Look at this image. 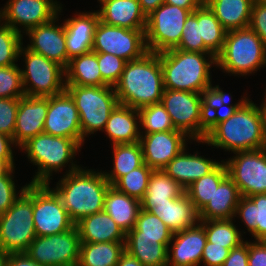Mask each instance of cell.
Segmentation results:
<instances>
[{
	"mask_svg": "<svg viewBox=\"0 0 266 266\" xmlns=\"http://www.w3.org/2000/svg\"><path fill=\"white\" fill-rule=\"evenodd\" d=\"M150 212L173 232L187 229L199 221L198 212L186 193L176 199H169V203L152 204Z\"/></svg>",
	"mask_w": 266,
	"mask_h": 266,
	"instance_id": "cell-29",
	"label": "cell"
},
{
	"mask_svg": "<svg viewBox=\"0 0 266 266\" xmlns=\"http://www.w3.org/2000/svg\"><path fill=\"white\" fill-rule=\"evenodd\" d=\"M240 198L238 186L227 175L220 182L212 199L198 212L199 221L233 219Z\"/></svg>",
	"mask_w": 266,
	"mask_h": 266,
	"instance_id": "cell-28",
	"label": "cell"
},
{
	"mask_svg": "<svg viewBox=\"0 0 266 266\" xmlns=\"http://www.w3.org/2000/svg\"><path fill=\"white\" fill-rule=\"evenodd\" d=\"M23 35L4 23L0 24V67L17 65Z\"/></svg>",
	"mask_w": 266,
	"mask_h": 266,
	"instance_id": "cell-44",
	"label": "cell"
},
{
	"mask_svg": "<svg viewBox=\"0 0 266 266\" xmlns=\"http://www.w3.org/2000/svg\"><path fill=\"white\" fill-rule=\"evenodd\" d=\"M43 133L74 139L82 146L80 115L75 101L66 90L48 97Z\"/></svg>",
	"mask_w": 266,
	"mask_h": 266,
	"instance_id": "cell-17",
	"label": "cell"
},
{
	"mask_svg": "<svg viewBox=\"0 0 266 266\" xmlns=\"http://www.w3.org/2000/svg\"><path fill=\"white\" fill-rule=\"evenodd\" d=\"M216 66L234 76H246L266 66V49L262 39L249 27L227 31Z\"/></svg>",
	"mask_w": 266,
	"mask_h": 266,
	"instance_id": "cell-6",
	"label": "cell"
},
{
	"mask_svg": "<svg viewBox=\"0 0 266 266\" xmlns=\"http://www.w3.org/2000/svg\"><path fill=\"white\" fill-rule=\"evenodd\" d=\"M153 169L145 163L120 177L112 186L118 191L141 201L147 191L148 182Z\"/></svg>",
	"mask_w": 266,
	"mask_h": 266,
	"instance_id": "cell-42",
	"label": "cell"
},
{
	"mask_svg": "<svg viewBox=\"0 0 266 266\" xmlns=\"http://www.w3.org/2000/svg\"><path fill=\"white\" fill-rule=\"evenodd\" d=\"M125 250L144 266H167L168 247L160 243V238L140 237V232H128Z\"/></svg>",
	"mask_w": 266,
	"mask_h": 266,
	"instance_id": "cell-34",
	"label": "cell"
},
{
	"mask_svg": "<svg viewBox=\"0 0 266 266\" xmlns=\"http://www.w3.org/2000/svg\"><path fill=\"white\" fill-rule=\"evenodd\" d=\"M248 266H266V241H248Z\"/></svg>",
	"mask_w": 266,
	"mask_h": 266,
	"instance_id": "cell-52",
	"label": "cell"
},
{
	"mask_svg": "<svg viewBox=\"0 0 266 266\" xmlns=\"http://www.w3.org/2000/svg\"><path fill=\"white\" fill-rule=\"evenodd\" d=\"M206 242L205 228L199 221L194 226L174 232L172 245L168 246L167 266H199Z\"/></svg>",
	"mask_w": 266,
	"mask_h": 266,
	"instance_id": "cell-20",
	"label": "cell"
},
{
	"mask_svg": "<svg viewBox=\"0 0 266 266\" xmlns=\"http://www.w3.org/2000/svg\"><path fill=\"white\" fill-rule=\"evenodd\" d=\"M35 237L33 184L29 183L13 205L0 215V251L25 253Z\"/></svg>",
	"mask_w": 266,
	"mask_h": 266,
	"instance_id": "cell-7",
	"label": "cell"
},
{
	"mask_svg": "<svg viewBox=\"0 0 266 266\" xmlns=\"http://www.w3.org/2000/svg\"><path fill=\"white\" fill-rule=\"evenodd\" d=\"M187 146L175 156L162 170L184 189L194 181L210 173L220 162L186 152Z\"/></svg>",
	"mask_w": 266,
	"mask_h": 266,
	"instance_id": "cell-22",
	"label": "cell"
},
{
	"mask_svg": "<svg viewBox=\"0 0 266 266\" xmlns=\"http://www.w3.org/2000/svg\"><path fill=\"white\" fill-rule=\"evenodd\" d=\"M25 96L21 70L17 65L0 67V98Z\"/></svg>",
	"mask_w": 266,
	"mask_h": 266,
	"instance_id": "cell-46",
	"label": "cell"
},
{
	"mask_svg": "<svg viewBox=\"0 0 266 266\" xmlns=\"http://www.w3.org/2000/svg\"><path fill=\"white\" fill-rule=\"evenodd\" d=\"M97 61L102 79L114 87L119 81L127 61L110 53H97Z\"/></svg>",
	"mask_w": 266,
	"mask_h": 266,
	"instance_id": "cell-47",
	"label": "cell"
},
{
	"mask_svg": "<svg viewBox=\"0 0 266 266\" xmlns=\"http://www.w3.org/2000/svg\"><path fill=\"white\" fill-rule=\"evenodd\" d=\"M58 3L57 0H9L1 8L2 23L24 35L29 29L56 17L61 6Z\"/></svg>",
	"mask_w": 266,
	"mask_h": 266,
	"instance_id": "cell-16",
	"label": "cell"
},
{
	"mask_svg": "<svg viewBox=\"0 0 266 266\" xmlns=\"http://www.w3.org/2000/svg\"><path fill=\"white\" fill-rule=\"evenodd\" d=\"M204 2L227 31L249 26L254 0H204Z\"/></svg>",
	"mask_w": 266,
	"mask_h": 266,
	"instance_id": "cell-31",
	"label": "cell"
},
{
	"mask_svg": "<svg viewBox=\"0 0 266 266\" xmlns=\"http://www.w3.org/2000/svg\"><path fill=\"white\" fill-rule=\"evenodd\" d=\"M112 149L113 169L110 172L103 171L110 185H113L120 177L144 164L143 151L139 141L115 144Z\"/></svg>",
	"mask_w": 266,
	"mask_h": 266,
	"instance_id": "cell-37",
	"label": "cell"
},
{
	"mask_svg": "<svg viewBox=\"0 0 266 266\" xmlns=\"http://www.w3.org/2000/svg\"><path fill=\"white\" fill-rule=\"evenodd\" d=\"M62 8L61 5L58 15L52 20L26 32V36L28 35L31 40L30 44L25 47L66 68L70 59L67 54L65 28L64 24L57 25Z\"/></svg>",
	"mask_w": 266,
	"mask_h": 266,
	"instance_id": "cell-18",
	"label": "cell"
},
{
	"mask_svg": "<svg viewBox=\"0 0 266 266\" xmlns=\"http://www.w3.org/2000/svg\"><path fill=\"white\" fill-rule=\"evenodd\" d=\"M164 3L175 5L187 10H196L204 0H164Z\"/></svg>",
	"mask_w": 266,
	"mask_h": 266,
	"instance_id": "cell-56",
	"label": "cell"
},
{
	"mask_svg": "<svg viewBox=\"0 0 266 266\" xmlns=\"http://www.w3.org/2000/svg\"><path fill=\"white\" fill-rule=\"evenodd\" d=\"M229 251V248L206 242L201 263L205 266H222L228 257Z\"/></svg>",
	"mask_w": 266,
	"mask_h": 266,
	"instance_id": "cell-51",
	"label": "cell"
},
{
	"mask_svg": "<svg viewBox=\"0 0 266 266\" xmlns=\"http://www.w3.org/2000/svg\"><path fill=\"white\" fill-rule=\"evenodd\" d=\"M234 217L240 218L255 240L266 241V194L241 196Z\"/></svg>",
	"mask_w": 266,
	"mask_h": 266,
	"instance_id": "cell-33",
	"label": "cell"
},
{
	"mask_svg": "<svg viewBox=\"0 0 266 266\" xmlns=\"http://www.w3.org/2000/svg\"><path fill=\"white\" fill-rule=\"evenodd\" d=\"M222 266H248V241L232 248Z\"/></svg>",
	"mask_w": 266,
	"mask_h": 266,
	"instance_id": "cell-53",
	"label": "cell"
},
{
	"mask_svg": "<svg viewBox=\"0 0 266 266\" xmlns=\"http://www.w3.org/2000/svg\"><path fill=\"white\" fill-rule=\"evenodd\" d=\"M141 6L142 11L146 16L151 12L156 10L161 4L164 3V0H138Z\"/></svg>",
	"mask_w": 266,
	"mask_h": 266,
	"instance_id": "cell-57",
	"label": "cell"
},
{
	"mask_svg": "<svg viewBox=\"0 0 266 266\" xmlns=\"http://www.w3.org/2000/svg\"><path fill=\"white\" fill-rule=\"evenodd\" d=\"M20 98H0V132L13 138Z\"/></svg>",
	"mask_w": 266,
	"mask_h": 266,
	"instance_id": "cell-49",
	"label": "cell"
},
{
	"mask_svg": "<svg viewBox=\"0 0 266 266\" xmlns=\"http://www.w3.org/2000/svg\"><path fill=\"white\" fill-rule=\"evenodd\" d=\"M64 20L68 58L91 51L95 27L99 21L98 11L79 12Z\"/></svg>",
	"mask_w": 266,
	"mask_h": 266,
	"instance_id": "cell-23",
	"label": "cell"
},
{
	"mask_svg": "<svg viewBox=\"0 0 266 266\" xmlns=\"http://www.w3.org/2000/svg\"><path fill=\"white\" fill-rule=\"evenodd\" d=\"M233 219L199 221L205 228L207 242L224 248H235L243 243L241 231L234 225Z\"/></svg>",
	"mask_w": 266,
	"mask_h": 266,
	"instance_id": "cell-40",
	"label": "cell"
},
{
	"mask_svg": "<svg viewBox=\"0 0 266 266\" xmlns=\"http://www.w3.org/2000/svg\"><path fill=\"white\" fill-rule=\"evenodd\" d=\"M48 110V97L24 96L19 99L14 143L20 148L30 138L43 133Z\"/></svg>",
	"mask_w": 266,
	"mask_h": 266,
	"instance_id": "cell-21",
	"label": "cell"
},
{
	"mask_svg": "<svg viewBox=\"0 0 266 266\" xmlns=\"http://www.w3.org/2000/svg\"><path fill=\"white\" fill-rule=\"evenodd\" d=\"M138 124V109L118 103L110 113L103 131L112 141L111 146L134 143L140 141V125Z\"/></svg>",
	"mask_w": 266,
	"mask_h": 266,
	"instance_id": "cell-26",
	"label": "cell"
},
{
	"mask_svg": "<svg viewBox=\"0 0 266 266\" xmlns=\"http://www.w3.org/2000/svg\"><path fill=\"white\" fill-rule=\"evenodd\" d=\"M183 194L185 189L163 170H153L147 191L140 201L141 209L150 211L152 204L169 203V199H176Z\"/></svg>",
	"mask_w": 266,
	"mask_h": 266,
	"instance_id": "cell-35",
	"label": "cell"
},
{
	"mask_svg": "<svg viewBox=\"0 0 266 266\" xmlns=\"http://www.w3.org/2000/svg\"><path fill=\"white\" fill-rule=\"evenodd\" d=\"M259 2L265 3L266 4V0H257Z\"/></svg>",
	"mask_w": 266,
	"mask_h": 266,
	"instance_id": "cell-64",
	"label": "cell"
},
{
	"mask_svg": "<svg viewBox=\"0 0 266 266\" xmlns=\"http://www.w3.org/2000/svg\"><path fill=\"white\" fill-rule=\"evenodd\" d=\"M92 51L110 53L126 60H136L148 52L145 29H126L98 21L93 37Z\"/></svg>",
	"mask_w": 266,
	"mask_h": 266,
	"instance_id": "cell-13",
	"label": "cell"
},
{
	"mask_svg": "<svg viewBox=\"0 0 266 266\" xmlns=\"http://www.w3.org/2000/svg\"><path fill=\"white\" fill-rule=\"evenodd\" d=\"M125 242L81 243L77 266H116Z\"/></svg>",
	"mask_w": 266,
	"mask_h": 266,
	"instance_id": "cell-36",
	"label": "cell"
},
{
	"mask_svg": "<svg viewBox=\"0 0 266 266\" xmlns=\"http://www.w3.org/2000/svg\"><path fill=\"white\" fill-rule=\"evenodd\" d=\"M228 175L224 160L221 161L210 173L194 181L185 189V193L199 212L209 202L220 182Z\"/></svg>",
	"mask_w": 266,
	"mask_h": 266,
	"instance_id": "cell-38",
	"label": "cell"
},
{
	"mask_svg": "<svg viewBox=\"0 0 266 266\" xmlns=\"http://www.w3.org/2000/svg\"><path fill=\"white\" fill-rule=\"evenodd\" d=\"M198 23L200 39H203L204 45L217 56L223 48L227 30L205 2L198 7Z\"/></svg>",
	"mask_w": 266,
	"mask_h": 266,
	"instance_id": "cell-39",
	"label": "cell"
},
{
	"mask_svg": "<svg viewBox=\"0 0 266 266\" xmlns=\"http://www.w3.org/2000/svg\"><path fill=\"white\" fill-rule=\"evenodd\" d=\"M116 266H144L138 259L126 250L121 255Z\"/></svg>",
	"mask_w": 266,
	"mask_h": 266,
	"instance_id": "cell-58",
	"label": "cell"
},
{
	"mask_svg": "<svg viewBox=\"0 0 266 266\" xmlns=\"http://www.w3.org/2000/svg\"><path fill=\"white\" fill-rule=\"evenodd\" d=\"M193 11L163 3L151 12L145 27L147 50L161 53L175 49L181 40L186 18Z\"/></svg>",
	"mask_w": 266,
	"mask_h": 266,
	"instance_id": "cell-10",
	"label": "cell"
},
{
	"mask_svg": "<svg viewBox=\"0 0 266 266\" xmlns=\"http://www.w3.org/2000/svg\"><path fill=\"white\" fill-rule=\"evenodd\" d=\"M81 243L126 242V234L106 212L94 213L75 224Z\"/></svg>",
	"mask_w": 266,
	"mask_h": 266,
	"instance_id": "cell-25",
	"label": "cell"
},
{
	"mask_svg": "<svg viewBox=\"0 0 266 266\" xmlns=\"http://www.w3.org/2000/svg\"><path fill=\"white\" fill-rule=\"evenodd\" d=\"M114 90L119 104L135 109L160 103L164 85L158 53L148 51L141 58L126 62Z\"/></svg>",
	"mask_w": 266,
	"mask_h": 266,
	"instance_id": "cell-1",
	"label": "cell"
},
{
	"mask_svg": "<svg viewBox=\"0 0 266 266\" xmlns=\"http://www.w3.org/2000/svg\"><path fill=\"white\" fill-rule=\"evenodd\" d=\"M12 146H17L13 138L0 132V159L5 160L11 167H15Z\"/></svg>",
	"mask_w": 266,
	"mask_h": 266,
	"instance_id": "cell-54",
	"label": "cell"
},
{
	"mask_svg": "<svg viewBox=\"0 0 266 266\" xmlns=\"http://www.w3.org/2000/svg\"><path fill=\"white\" fill-rule=\"evenodd\" d=\"M264 101V102H263ZM262 101V104L259 106L262 118H263V125L266 132V97L264 96V100Z\"/></svg>",
	"mask_w": 266,
	"mask_h": 266,
	"instance_id": "cell-59",
	"label": "cell"
},
{
	"mask_svg": "<svg viewBox=\"0 0 266 266\" xmlns=\"http://www.w3.org/2000/svg\"><path fill=\"white\" fill-rule=\"evenodd\" d=\"M158 56L164 89L201 93L212 85L210 68L216 66L213 53L171 49L158 53Z\"/></svg>",
	"mask_w": 266,
	"mask_h": 266,
	"instance_id": "cell-4",
	"label": "cell"
},
{
	"mask_svg": "<svg viewBox=\"0 0 266 266\" xmlns=\"http://www.w3.org/2000/svg\"><path fill=\"white\" fill-rule=\"evenodd\" d=\"M11 166L5 161L0 159V175L5 174Z\"/></svg>",
	"mask_w": 266,
	"mask_h": 266,
	"instance_id": "cell-60",
	"label": "cell"
},
{
	"mask_svg": "<svg viewBox=\"0 0 266 266\" xmlns=\"http://www.w3.org/2000/svg\"><path fill=\"white\" fill-rule=\"evenodd\" d=\"M2 23V15H1V9H0V24Z\"/></svg>",
	"mask_w": 266,
	"mask_h": 266,
	"instance_id": "cell-63",
	"label": "cell"
},
{
	"mask_svg": "<svg viewBox=\"0 0 266 266\" xmlns=\"http://www.w3.org/2000/svg\"><path fill=\"white\" fill-rule=\"evenodd\" d=\"M84 168L80 166L78 170L64 174L53 188L75 224L103 211L105 195L111 186L102 170Z\"/></svg>",
	"mask_w": 266,
	"mask_h": 266,
	"instance_id": "cell-2",
	"label": "cell"
},
{
	"mask_svg": "<svg viewBox=\"0 0 266 266\" xmlns=\"http://www.w3.org/2000/svg\"><path fill=\"white\" fill-rule=\"evenodd\" d=\"M175 49L191 52L212 53L200 39V23H198V8L186 18L182 37Z\"/></svg>",
	"mask_w": 266,
	"mask_h": 266,
	"instance_id": "cell-45",
	"label": "cell"
},
{
	"mask_svg": "<svg viewBox=\"0 0 266 266\" xmlns=\"http://www.w3.org/2000/svg\"><path fill=\"white\" fill-rule=\"evenodd\" d=\"M140 210L139 200L118 191L112 185L109 187L103 211L112 217L125 234L134 228Z\"/></svg>",
	"mask_w": 266,
	"mask_h": 266,
	"instance_id": "cell-30",
	"label": "cell"
},
{
	"mask_svg": "<svg viewBox=\"0 0 266 266\" xmlns=\"http://www.w3.org/2000/svg\"><path fill=\"white\" fill-rule=\"evenodd\" d=\"M264 137L260 108L248 98L231 117L217 124L203 141L196 142L236 153L262 149Z\"/></svg>",
	"mask_w": 266,
	"mask_h": 266,
	"instance_id": "cell-3",
	"label": "cell"
},
{
	"mask_svg": "<svg viewBox=\"0 0 266 266\" xmlns=\"http://www.w3.org/2000/svg\"><path fill=\"white\" fill-rule=\"evenodd\" d=\"M262 150H263L264 153L266 154V132H265V137H264V142H263Z\"/></svg>",
	"mask_w": 266,
	"mask_h": 266,
	"instance_id": "cell-62",
	"label": "cell"
},
{
	"mask_svg": "<svg viewBox=\"0 0 266 266\" xmlns=\"http://www.w3.org/2000/svg\"><path fill=\"white\" fill-rule=\"evenodd\" d=\"M20 149L25 151L30 163L38 168L35 176L33 175L34 178L29 182L31 184L50 185L52 173H59L69 162V170H66L65 174L80 168L73 161L81 149L74 139L41 133L30 138Z\"/></svg>",
	"mask_w": 266,
	"mask_h": 266,
	"instance_id": "cell-5",
	"label": "cell"
},
{
	"mask_svg": "<svg viewBox=\"0 0 266 266\" xmlns=\"http://www.w3.org/2000/svg\"><path fill=\"white\" fill-rule=\"evenodd\" d=\"M202 111L205 117L206 135L219 123L231 117L235 111L248 99L242 96L239 102L230 104L232 95L223 92L219 85L203 90L201 93ZM231 99V100H230Z\"/></svg>",
	"mask_w": 266,
	"mask_h": 266,
	"instance_id": "cell-27",
	"label": "cell"
},
{
	"mask_svg": "<svg viewBox=\"0 0 266 266\" xmlns=\"http://www.w3.org/2000/svg\"><path fill=\"white\" fill-rule=\"evenodd\" d=\"M191 140L178 130L140 134L144 163L153 170H162Z\"/></svg>",
	"mask_w": 266,
	"mask_h": 266,
	"instance_id": "cell-19",
	"label": "cell"
},
{
	"mask_svg": "<svg viewBox=\"0 0 266 266\" xmlns=\"http://www.w3.org/2000/svg\"><path fill=\"white\" fill-rule=\"evenodd\" d=\"M99 20L110 26L126 29H145L147 16L138 0H103Z\"/></svg>",
	"mask_w": 266,
	"mask_h": 266,
	"instance_id": "cell-24",
	"label": "cell"
},
{
	"mask_svg": "<svg viewBox=\"0 0 266 266\" xmlns=\"http://www.w3.org/2000/svg\"><path fill=\"white\" fill-rule=\"evenodd\" d=\"M15 167H11L5 174L0 175V215L5 213L14 201L25 190L26 185L17 192L14 177ZM13 173V174H12Z\"/></svg>",
	"mask_w": 266,
	"mask_h": 266,
	"instance_id": "cell-48",
	"label": "cell"
},
{
	"mask_svg": "<svg viewBox=\"0 0 266 266\" xmlns=\"http://www.w3.org/2000/svg\"><path fill=\"white\" fill-rule=\"evenodd\" d=\"M7 254L0 251V266H6Z\"/></svg>",
	"mask_w": 266,
	"mask_h": 266,
	"instance_id": "cell-61",
	"label": "cell"
},
{
	"mask_svg": "<svg viewBox=\"0 0 266 266\" xmlns=\"http://www.w3.org/2000/svg\"><path fill=\"white\" fill-rule=\"evenodd\" d=\"M140 134H151L175 130L170 115L160 103L144 106L138 109ZM144 130V131H141Z\"/></svg>",
	"mask_w": 266,
	"mask_h": 266,
	"instance_id": "cell-41",
	"label": "cell"
},
{
	"mask_svg": "<svg viewBox=\"0 0 266 266\" xmlns=\"http://www.w3.org/2000/svg\"><path fill=\"white\" fill-rule=\"evenodd\" d=\"M33 221L36 236H50L75 227L60 197L48 184H33Z\"/></svg>",
	"mask_w": 266,
	"mask_h": 266,
	"instance_id": "cell-14",
	"label": "cell"
},
{
	"mask_svg": "<svg viewBox=\"0 0 266 266\" xmlns=\"http://www.w3.org/2000/svg\"><path fill=\"white\" fill-rule=\"evenodd\" d=\"M80 115L82 146L88 135L102 131L118 99L113 86L66 85Z\"/></svg>",
	"mask_w": 266,
	"mask_h": 266,
	"instance_id": "cell-8",
	"label": "cell"
},
{
	"mask_svg": "<svg viewBox=\"0 0 266 266\" xmlns=\"http://www.w3.org/2000/svg\"><path fill=\"white\" fill-rule=\"evenodd\" d=\"M78 228L50 236H36L25 252L44 266H77L80 252Z\"/></svg>",
	"mask_w": 266,
	"mask_h": 266,
	"instance_id": "cell-12",
	"label": "cell"
},
{
	"mask_svg": "<svg viewBox=\"0 0 266 266\" xmlns=\"http://www.w3.org/2000/svg\"><path fill=\"white\" fill-rule=\"evenodd\" d=\"M129 232H140V237L160 238V243L167 247L170 245L174 233L158 216L142 209L134 228Z\"/></svg>",
	"mask_w": 266,
	"mask_h": 266,
	"instance_id": "cell-43",
	"label": "cell"
},
{
	"mask_svg": "<svg viewBox=\"0 0 266 266\" xmlns=\"http://www.w3.org/2000/svg\"><path fill=\"white\" fill-rule=\"evenodd\" d=\"M23 56L25 69L20 68L26 96L51 97L65 91V68L43 55L20 48L19 58Z\"/></svg>",
	"mask_w": 266,
	"mask_h": 266,
	"instance_id": "cell-9",
	"label": "cell"
},
{
	"mask_svg": "<svg viewBox=\"0 0 266 266\" xmlns=\"http://www.w3.org/2000/svg\"><path fill=\"white\" fill-rule=\"evenodd\" d=\"M224 161L241 196L266 194V154L262 149L240 151Z\"/></svg>",
	"mask_w": 266,
	"mask_h": 266,
	"instance_id": "cell-15",
	"label": "cell"
},
{
	"mask_svg": "<svg viewBox=\"0 0 266 266\" xmlns=\"http://www.w3.org/2000/svg\"><path fill=\"white\" fill-rule=\"evenodd\" d=\"M161 104L170 115L175 130L183 132L194 142L205 139L206 126L200 93L164 89Z\"/></svg>",
	"mask_w": 266,
	"mask_h": 266,
	"instance_id": "cell-11",
	"label": "cell"
},
{
	"mask_svg": "<svg viewBox=\"0 0 266 266\" xmlns=\"http://www.w3.org/2000/svg\"><path fill=\"white\" fill-rule=\"evenodd\" d=\"M6 266H44L32 260L26 253L7 254Z\"/></svg>",
	"mask_w": 266,
	"mask_h": 266,
	"instance_id": "cell-55",
	"label": "cell"
},
{
	"mask_svg": "<svg viewBox=\"0 0 266 266\" xmlns=\"http://www.w3.org/2000/svg\"><path fill=\"white\" fill-rule=\"evenodd\" d=\"M263 41L266 49V4L254 0L249 26Z\"/></svg>",
	"mask_w": 266,
	"mask_h": 266,
	"instance_id": "cell-50",
	"label": "cell"
},
{
	"mask_svg": "<svg viewBox=\"0 0 266 266\" xmlns=\"http://www.w3.org/2000/svg\"><path fill=\"white\" fill-rule=\"evenodd\" d=\"M65 85L108 86L102 79L97 53L91 50L71 58L65 68Z\"/></svg>",
	"mask_w": 266,
	"mask_h": 266,
	"instance_id": "cell-32",
	"label": "cell"
}]
</instances>
